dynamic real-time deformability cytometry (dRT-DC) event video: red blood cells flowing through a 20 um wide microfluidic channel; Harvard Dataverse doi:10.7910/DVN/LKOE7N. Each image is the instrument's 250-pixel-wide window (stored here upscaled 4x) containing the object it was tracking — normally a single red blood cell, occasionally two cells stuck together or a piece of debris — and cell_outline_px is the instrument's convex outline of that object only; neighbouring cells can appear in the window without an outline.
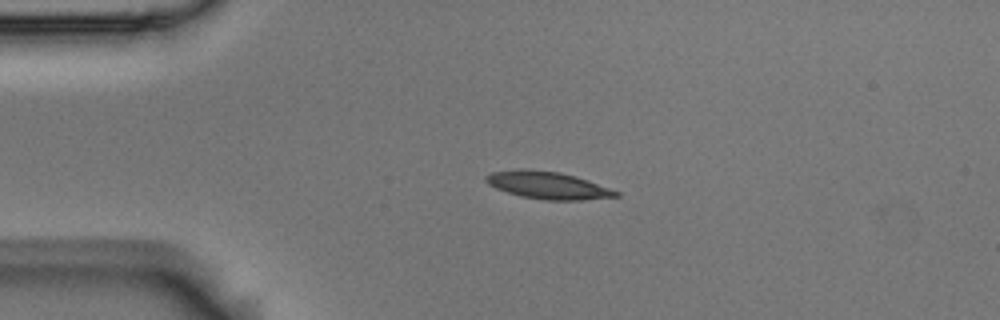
{"species": "Egyptian fruit bat (a non-hibernating species)", "species_latin": "Rousettus aegyptiacus", "temperature_condition": "room temperature", "stored_images_in_passage": 1, "camera_frame_rate_fps": 3000, "um_per_image_px": 0.085, "animal": {"sex": "male"}, "frame": {"image": 1, "passage_image": 1, "time_ms": 0.0, "image_size_px": [1000, 320], "cell_outline_px": [[620, 196], [580, 200], [544, 200], [520, 196], [496, 188], [488, 184], [484, 180], [484, 176], [492, 172], [560, 172], [576, 176], [588, 180], [620, 192]], "centroid_in_image_um": [46.64, 15.8], "position_along_channel_um": 38.4, "area_um2": 19.77}}